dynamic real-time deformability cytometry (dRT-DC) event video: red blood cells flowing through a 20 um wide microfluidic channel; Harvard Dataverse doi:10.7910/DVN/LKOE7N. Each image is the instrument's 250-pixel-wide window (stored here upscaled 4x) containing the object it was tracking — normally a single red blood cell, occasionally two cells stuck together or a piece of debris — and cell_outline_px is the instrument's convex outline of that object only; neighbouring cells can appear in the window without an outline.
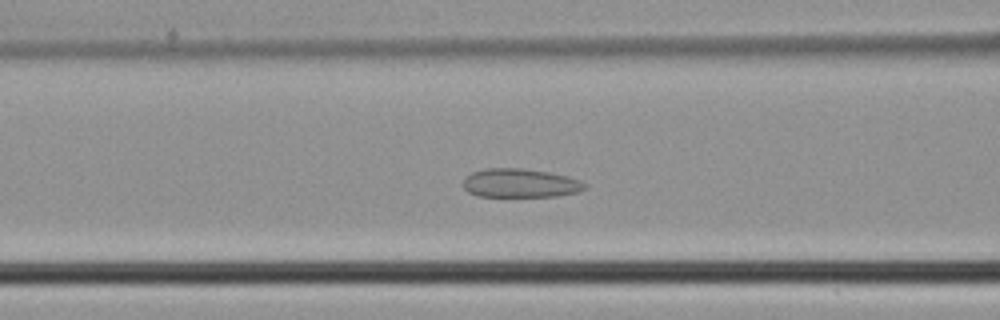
{"species": "common noctule bat (a hibernating species)", "species_latin": "Nyctalus noctula", "temperature_condition": "cold", "stored_images_in_passage": 36, "camera_frame_rate_fps": 3000, "um_per_image_px": 0.085, "animal": {"sex": "male", "body_mass_g": 21.5, "forearm_length_mm": 52.0}, "frame": {"image": 1, "passage_image": 7, "time_ms": 2.0, "image_size_px": [1000, 320], "cell_outline_px": [[588, 188], [576, 192], [556, 196], [476, 196], [468, 192], [464, 188], [464, 176], [472, 172], [484, 168], [520, 168], [548, 172], [568, 176], [580, 180], [588, 184]], "centroid_in_image_um": [44.22, 15.56], "position_along_channel_um": 122.4, "area_um2": 20.52}}
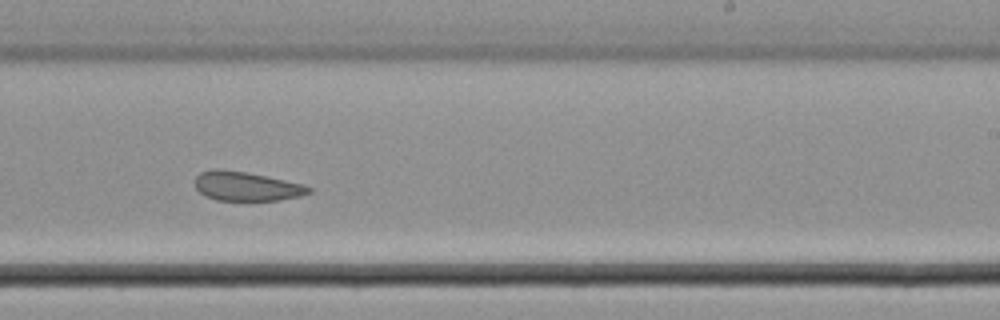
{"frame": {"image": 2, "passage_image": 17, "time_ms": 5.333, "image_size_px": [1000, 320], "cell_outline_px": [[312, 192], [300, 196], [280, 200], [216, 200], [204, 196], [196, 188], [196, 176], [200, 172], [216, 168], [220, 168], [248, 172], [304, 184], [312, 188]], "centroid_in_image_um": [20.95, 15.82], "position_along_channel_um": 268.0, "area_um2": 19.48}}
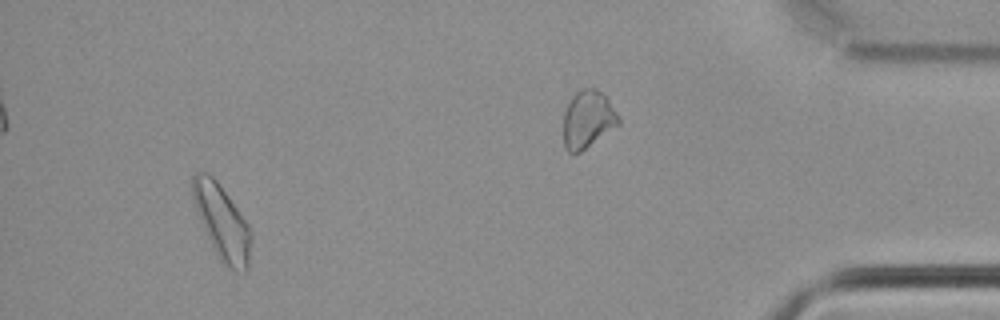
{"frame": {"image": 3, "passage_image": 32, "time_ms": 10.333, "image_size_px": [1000, 320], "cell_outline_px": [[252, 236], [248, 268], [244, 272], [236, 272], [228, 268], [220, 260], [212, 248], [196, 208], [192, 196], [192, 176], [196, 172], [208, 172], [216, 180], [236, 208], [252, 232]], "centroid_in_image_um": [18.87, 18.92], "position_along_channel_um": 416.3, "area_um2": 24.97}}